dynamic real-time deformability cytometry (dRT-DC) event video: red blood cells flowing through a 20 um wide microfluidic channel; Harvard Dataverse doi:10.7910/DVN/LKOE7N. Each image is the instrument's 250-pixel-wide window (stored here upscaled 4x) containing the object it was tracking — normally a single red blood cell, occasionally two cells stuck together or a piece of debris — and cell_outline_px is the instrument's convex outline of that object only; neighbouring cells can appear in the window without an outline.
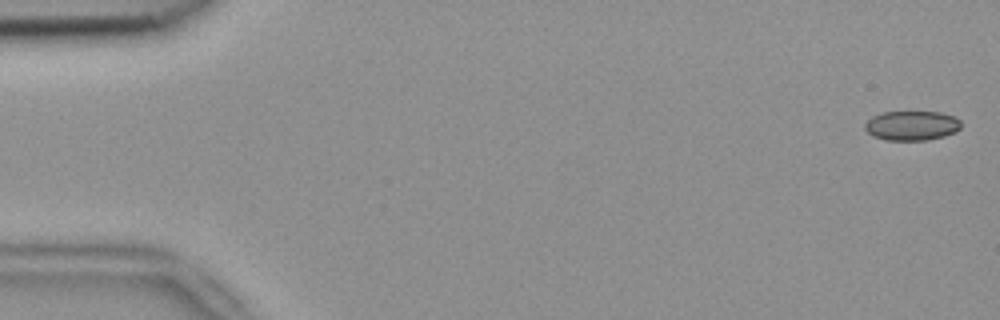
{"species": "common noctule bat (a hibernating species)", "species_latin": "Nyctalus noctula", "temperature_condition": "room temperature", "stored_images_in_passage": 54, "camera_frame_rate_fps": 3000, "um_per_image_px": 0.085, "animal": {"sex": "female", "body_mass_g": 18.4}, "frame": {"image": 1, "passage_image": 2, "time_ms": 0.333, "image_size_px": [1000, 320], "cell_outline_px": [[960, 128], [956, 132], [944, 136], [928, 140], [884, 140], [872, 136], [864, 128], [864, 124], [872, 116], [880, 112], [940, 112], [956, 116], [960, 120]], "centroid_in_image_um": [77.5, 10.67], "position_along_channel_um": 7.5, "area_um2": 16.76}}
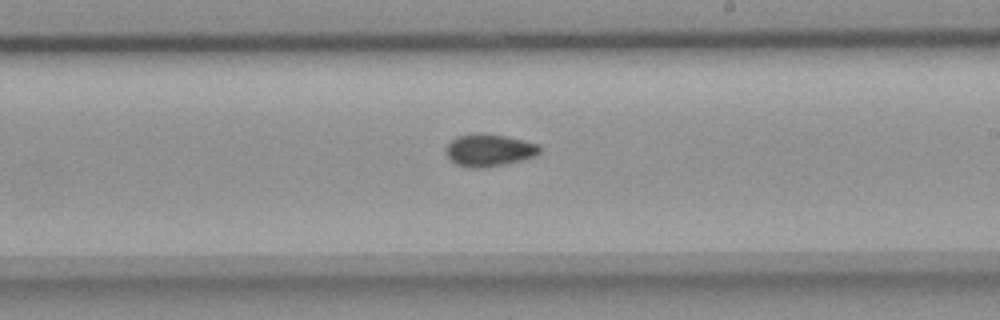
{"frame": {"image": 2, "passage_image": 32, "time_ms": 10.333, "image_size_px": [1000, 320], "cell_outline_px": [[544, 148], [536, 156], [504, 164], [480, 168], [472, 168], [456, 164], [448, 156], [444, 148], [456, 136], [476, 132], [484, 132], [524, 140], [540, 144]], "centroid_in_image_um": [41.6, 12.74], "position_along_channel_um": 247.4, "area_um2": 17.86}}
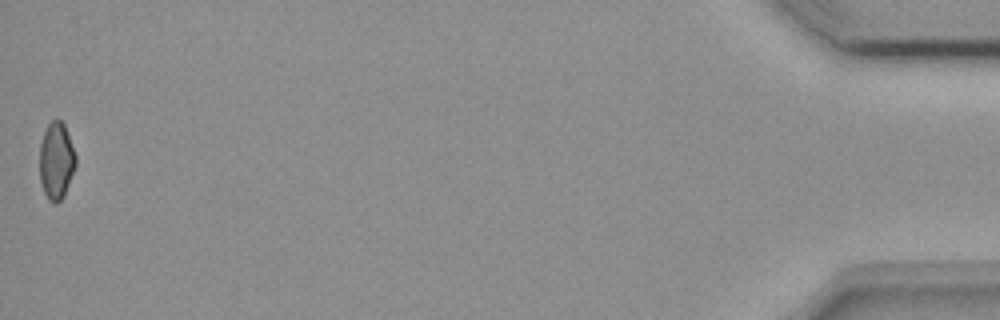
{"frame": {"image": 3, "passage_image": 54, "time_ms": 17.667, "image_size_px": [1000, 320], "cell_outline_px": [[76, 164], [64, 196], [56, 204], [52, 204], [48, 200], [44, 192], [40, 180], [40, 144], [44, 132], [48, 124], [56, 116], [64, 124], [76, 156]], "centroid_in_image_um": [4.78, 13.67], "position_along_channel_um": 430.4, "area_um2": 16.24}}